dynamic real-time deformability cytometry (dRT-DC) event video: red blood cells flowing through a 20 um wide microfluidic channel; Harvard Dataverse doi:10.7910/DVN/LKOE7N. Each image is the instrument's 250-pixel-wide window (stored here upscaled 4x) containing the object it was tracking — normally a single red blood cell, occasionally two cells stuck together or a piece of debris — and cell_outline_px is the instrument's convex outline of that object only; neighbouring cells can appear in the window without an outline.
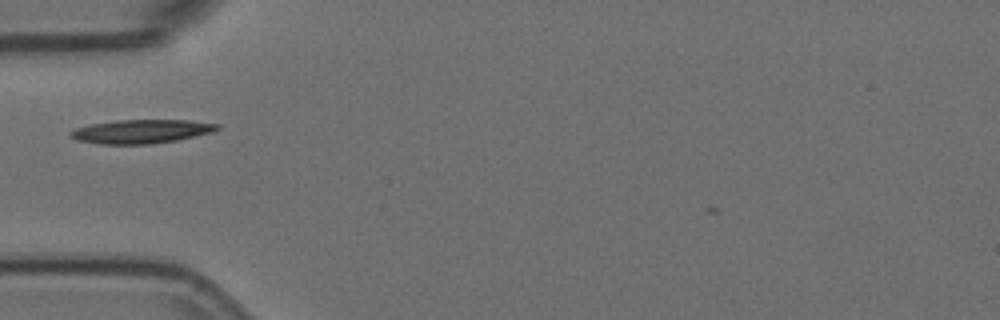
{"species": "Egyptian fruit bat (a non-hibernating species)", "species_latin": "Rousettus aegyptiacus", "temperature_condition": "room temperature", "stored_images_in_passage": 1, "camera_frame_rate_fps": 3000, "um_per_image_px": 0.085, "animal": {"sex": "female"}, "frame": {"image": 1, "passage_image": 1, "time_ms": 0.0, "image_size_px": [1000, 320], "cell_outline_px": [[220, 128], [212, 132], [176, 140], [148, 144], [100, 144], [76, 140], [68, 132], [76, 128], [92, 124], [116, 120], [188, 120], [220, 124]], "centroid_in_image_um": [12.01, 11.17], "position_along_channel_um": 73.0, "area_um2": 20.17}}